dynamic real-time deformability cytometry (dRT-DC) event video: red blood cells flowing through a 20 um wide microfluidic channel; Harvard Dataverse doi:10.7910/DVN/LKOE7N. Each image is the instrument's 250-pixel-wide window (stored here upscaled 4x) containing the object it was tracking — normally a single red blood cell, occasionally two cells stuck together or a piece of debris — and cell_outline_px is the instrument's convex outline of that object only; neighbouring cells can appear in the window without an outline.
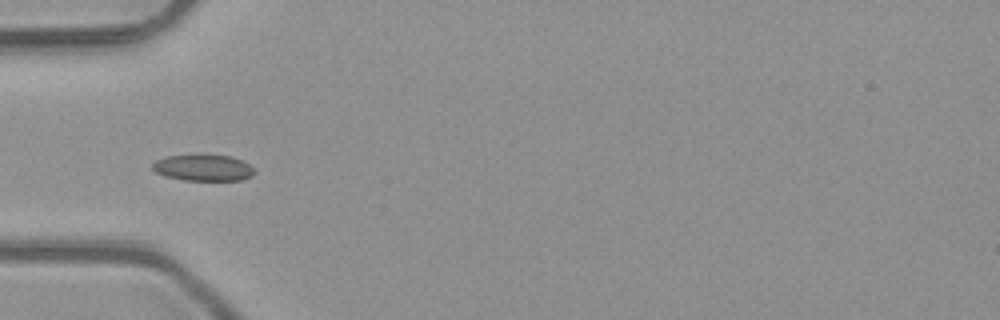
{"species": "common noctule bat (a hibernating species)", "species_latin": "Nyctalus noctula", "temperature_condition": "room temperature", "stored_images_in_passage": 5, "camera_frame_rate_fps": 3000, "um_per_image_px": 0.085, "animal": {"sex": "male", "body_mass_g": 23.1, "forearm_length_mm": 52.7}, "frame": {"image": 1, "passage_image": 5, "time_ms": 1.333, "image_size_px": [1000, 320], "cell_outline_px": [[256, 172], [252, 176], [240, 180], [184, 180], [164, 176], [156, 172], [152, 168], [152, 164], [156, 160], [168, 156], [232, 156], [248, 164]], "centroid_in_image_um": [17.27, 14.28], "position_along_channel_um": 67.7, "area_um2": 15.26}}